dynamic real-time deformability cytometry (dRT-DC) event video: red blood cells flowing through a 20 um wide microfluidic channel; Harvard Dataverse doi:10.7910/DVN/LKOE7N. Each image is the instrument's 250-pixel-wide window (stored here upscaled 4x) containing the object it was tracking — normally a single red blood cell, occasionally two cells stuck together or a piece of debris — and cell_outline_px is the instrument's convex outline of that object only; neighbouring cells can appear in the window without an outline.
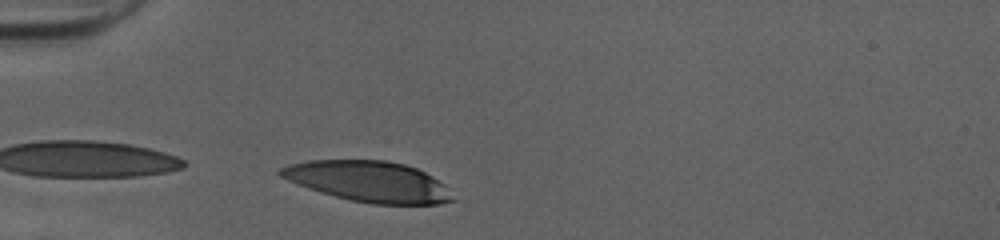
{"species": "human", "species_latin": "Homo sapiens", "temperature_condition": "cold", "stored_images_in_passage": 9, "camera_frame_rate_fps": 3000, "um_per_image_px": 0.085, "donor": {"sex": "female"}, "frame": {"image": 1, "passage_image": 1, "time_ms": 0.0, "image_size_px": [1000, 240], "cell_outline_px": [[456, 200], [440, 204], [372, 204], [352, 200], [320, 192], [308, 188], [288, 180], [280, 176], [276, 172], [280, 168], [288, 164], [308, 160], [388, 160], [404, 164], [416, 168], [432, 176], [444, 184]], "centroid_in_image_um": [31.33, 15.42], "position_along_channel_um": 53.7, "area_um2": 40.81}}
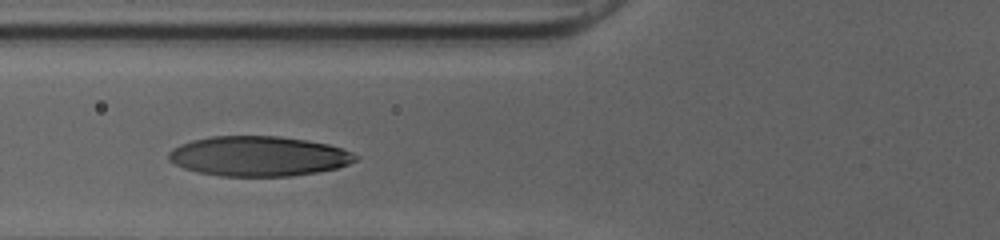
{"frame": {"image": 2, "passage_image": 6, "time_ms": 1.667, "image_size_px": [1000, 240], "cell_outline_px": [[356, 160], [348, 164], [336, 168], [316, 172], [292, 176], [220, 176], [196, 172], [184, 168], [168, 160], [168, 152], [180, 144], [192, 140], [212, 136], [276, 136], [304, 140], [328, 144], [352, 152], [356, 156]], "centroid_in_image_um": [21.94, 13.28], "position_along_channel_um": 103.9, "area_um2": 43.29}}
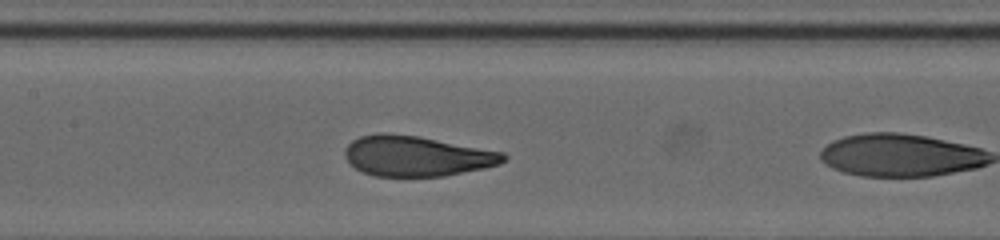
{"frame": {"image": 3, "passage_image": 8, "time_ms": 2.333, "image_size_px": [1000, 240], "cell_outline_px": [[508, 156], [500, 164], [484, 168], [444, 176], [372, 176], [356, 168], [348, 160], [344, 152], [344, 148], [352, 140], [360, 136], [380, 132], [384, 132], [420, 136], [504, 152]], "centroid_in_image_um": [35.42, 13.25], "position_along_channel_um": 172.0, "area_um2": 37.4}}